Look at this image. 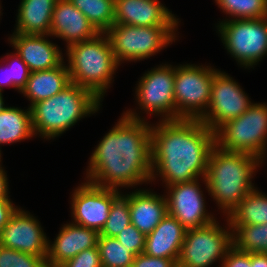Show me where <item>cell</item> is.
Wrapping results in <instances>:
<instances>
[{"instance_id": "cell-12", "label": "cell", "mask_w": 267, "mask_h": 267, "mask_svg": "<svg viewBox=\"0 0 267 267\" xmlns=\"http://www.w3.org/2000/svg\"><path fill=\"white\" fill-rule=\"evenodd\" d=\"M175 67L161 65L142 76L136 89L137 102L145 112L162 115V120H175Z\"/></svg>"}, {"instance_id": "cell-13", "label": "cell", "mask_w": 267, "mask_h": 267, "mask_svg": "<svg viewBox=\"0 0 267 267\" xmlns=\"http://www.w3.org/2000/svg\"><path fill=\"white\" fill-rule=\"evenodd\" d=\"M116 189L82 183L72 194L74 224L91 228L99 233L106 224L113 199L119 194Z\"/></svg>"}, {"instance_id": "cell-20", "label": "cell", "mask_w": 267, "mask_h": 267, "mask_svg": "<svg viewBox=\"0 0 267 267\" xmlns=\"http://www.w3.org/2000/svg\"><path fill=\"white\" fill-rule=\"evenodd\" d=\"M187 229L168 214L145 238L144 254L178 262Z\"/></svg>"}, {"instance_id": "cell-35", "label": "cell", "mask_w": 267, "mask_h": 267, "mask_svg": "<svg viewBox=\"0 0 267 267\" xmlns=\"http://www.w3.org/2000/svg\"><path fill=\"white\" fill-rule=\"evenodd\" d=\"M221 265V267H251V253L240 251L233 245Z\"/></svg>"}, {"instance_id": "cell-18", "label": "cell", "mask_w": 267, "mask_h": 267, "mask_svg": "<svg viewBox=\"0 0 267 267\" xmlns=\"http://www.w3.org/2000/svg\"><path fill=\"white\" fill-rule=\"evenodd\" d=\"M100 233L74 223L64 225L53 244L48 241L47 267H59L81 251L96 247Z\"/></svg>"}, {"instance_id": "cell-27", "label": "cell", "mask_w": 267, "mask_h": 267, "mask_svg": "<svg viewBox=\"0 0 267 267\" xmlns=\"http://www.w3.org/2000/svg\"><path fill=\"white\" fill-rule=\"evenodd\" d=\"M233 245L248 253H267V224L230 225Z\"/></svg>"}, {"instance_id": "cell-41", "label": "cell", "mask_w": 267, "mask_h": 267, "mask_svg": "<svg viewBox=\"0 0 267 267\" xmlns=\"http://www.w3.org/2000/svg\"><path fill=\"white\" fill-rule=\"evenodd\" d=\"M1 150V149H0ZM0 162H1V151H0ZM2 165L0 164V169H2L1 167Z\"/></svg>"}, {"instance_id": "cell-32", "label": "cell", "mask_w": 267, "mask_h": 267, "mask_svg": "<svg viewBox=\"0 0 267 267\" xmlns=\"http://www.w3.org/2000/svg\"><path fill=\"white\" fill-rule=\"evenodd\" d=\"M47 256H35L0 245V267H47Z\"/></svg>"}, {"instance_id": "cell-9", "label": "cell", "mask_w": 267, "mask_h": 267, "mask_svg": "<svg viewBox=\"0 0 267 267\" xmlns=\"http://www.w3.org/2000/svg\"><path fill=\"white\" fill-rule=\"evenodd\" d=\"M217 29L225 48L241 66L253 67L267 55V17L226 19Z\"/></svg>"}, {"instance_id": "cell-24", "label": "cell", "mask_w": 267, "mask_h": 267, "mask_svg": "<svg viewBox=\"0 0 267 267\" xmlns=\"http://www.w3.org/2000/svg\"><path fill=\"white\" fill-rule=\"evenodd\" d=\"M33 135L30 107L26 111L5 107L0 112V144L16 143Z\"/></svg>"}, {"instance_id": "cell-31", "label": "cell", "mask_w": 267, "mask_h": 267, "mask_svg": "<svg viewBox=\"0 0 267 267\" xmlns=\"http://www.w3.org/2000/svg\"><path fill=\"white\" fill-rule=\"evenodd\" d=\"M9 58L10 60L12 58L11 61L12 64H10L9 68H6L7 70H3L2 68L5 75H3L2 72L1 74L2 78H0V92L3 91V86L14 87L19 92H21L25 88L31 72L26 63L21 59V57L16 52L15 55L8 54L7 59Z\"/></svg>"}, {"instance_id": "cell-14", "label": "cell", "mask_w": 267, "mask_h": 267, "mask_svg": "<svg viewBox=\"0 0 267 267\" xmlns=\"http://www.w3.org/2000/svg\"><path fill=\"white\" fill-rule=\"evenodd\" d=\"M198 179L166 187L168 214L175 217L186 229L200 228L215 221V218L206 212Z\"/></svg>"}, {"instance_id": "cell-19", "label": "cell", "mask_w": 267, "mask_h": 267, "mask_svg": "<svg viewBox=\"0 0 267 267\" xmlns=\"http://www.w3.org/2000/svg\"><path fill=\"white\" fill-rule=\"evenodd\" d=\"M99 32L87 17L68 0H57L53 10L50 36L72 44L95 38Z\"/></svg>"}, {"instance_id": "cell-2", "label": "cell", "mask_w": 267, "mask_h": 267, "mask_svg": "<svg viewBox=\"0 0 267 267\" xmlns=\"http://www.w3.org/2000/svg\"><path fill=\"white\" fill-rule=\"evenodd\" d=\"M215 145V133L199 119H161L151 128V180L160 174L169 186L204 178Z\"/></svg>"}, {"instance_id": "cell-10", "label": "cell", "mask_w": 267, "mask_h": 267, "mask_svg": "<svg viewBox=\"0 0 267 267\" xmlns=\"http://www.w3.org/2000/svg\"><path fill=\"white\" fill-rule=\"evenodd\" d=\"M218 224L215 220L207 226L187 229L177 267H209L217 259L223 261L233 246V232L229 223L226 230Z\"/></svg>"}, {"instance_id": "cell-25", "label": "cell", "mask_w": 267, "mask_h": 267, "mask_svg": "<svg viewBox=\"0 0 267 267\" xmlns=\"http://www.w3.org/2000/svg\"><path fill=\"white\" fill-rule=\"evenodd\" d=\"M226 218L230 225L267 224V195L253 189Z\"/></svg>"}, {"instance_id": "cell-5", "label": "cell", "mask_w": 267, "mask_h": 267, "mask_svg": "<svg viewBox=\"0 0 267 267\" xmlns=\"http://www.w3.org/2000/svg\"><path fill=\"white\" fill-rule=\"evenodd\" d=\"M66 53L71 82L86 88L101 101L119 66L108 36L99 33L93 39L67 47Z\"/></svg>"}, {"instance_id": "cell-39", "label": "cell", "mask_w": 267, "mask_h": 267, "mask_svg": "<svg viewBox=\"0 0 267 267\" xmlns=\"http://www.w3.org/2000/svg\"><path fill=\"white\" fill-rule=\"evenodd\" d=\"M8 181L5 170L0 169V198H9L8 196Z\"/></svg>"}, {"instance_id": "cell-40", "label": "cell", "mask_w": 267, "mask_h": 267, "mask_svg": "<svg viewBox=\"0 0 267 267\" xmlns=\"http://www.w3.org/2000/svg\"><path fill=\"white\" fill-rule=\"evenodd\" d=\"M5 108L2 92H0V112Z\"/></svg>"}, {"instance_id": "cell-15", "label": "cell", "mask_w": 267, "mask_h": 267, "mask_svg": "<svg viewBox=\"0 0 267 267\" xmlns=\"http://www.w3.org/2000/svg\"><path fill=\"white\" fill-rule=\"evenodd\" d=\"M48 241L38 220L20 208L0 232V245L35 256H47Z\"/></svg>"}, {"instance_id": "cell-22", "label": "cell", "mask_w": 267, "mask_h": 267, "mask_svg": "<svg viewBox=\"0 0 267 267\" xmlns=\"http://www.w3.org/2000/svg\"><path fill=\"white\" fill-rule=\"evenodd\" d=\"M63 63L49 70L30 73L21 93L27 96L31 106L56 95L71 83L68 67Z\"/></svg>"}, {"instance_id": "cell-16", "label": "cell", "mask_w": 267, "mask_h": 267, "mask_svg": "<svg viewBox=\"0 0 267 267\" xmlns=\"http://www.w3.org/2000/svg\"><path fill=\"white\" fill-rule=\"evenodd\" d=\"M178 19L158 0H115L114 24L178 26Z\"/></svg>"}, {"instance_id": "cell-33", "label": "cell", "mask_w": 267, "mask_h": 267, "mask_svg": "<svg viewBox=\"0 0 267 267\" xmlns=\"http://www.w3.org/2000/svg\"><path fill=\"white\" fill-rule=\"evenodd\" d=\"M115 238L126 248L131 249L135 255L144 252L146 236L133 224L126 226Z\"/></svg>"}, {"instance_id": "cell-28", "label": "cell", "mask_w": 267, "mask_h": 267, "mask_svg": "<svg viewBox=\"0 0 267 267\" xmlns=\"http://www.w3.org/2000/svg\"><path fill=\"white\" fill-rule=\"evenodd\" d=\"M97 246L102 267H132L136 255L116 238L99 235Z\"/></svg>"}, {"instance_id": "cell-7", "label": "cell", "mask_w": 267, "mask_h": 267, "mask_svg": "<svg viewBox=\"0 0 267 267\" xmlns=\"http://www.w3.org/2000/svg\"><path fill=\"white\" fill-rule=\"evenodd\" d=\"M177 26H131L113 24L105 34L118 64L149 58L175 41Z\"/></svg>"}, {"instance_id": "cell-3", "label": "cell", "mask_w": 267, "mask_h": 267, "mask_svg": "<svg viewBox=\"0 0 267 267\" xmlns=\"http://www.w3.org/2000/svg\"><path fill=\"white\" fill-rule=\"evenodd\" d=\"M259 157L213 147L208 158L205 186L223 212H230L255 189L252 177L262 163Z\"/></svg>"}, {"instance_id": "cell-34", "label": "cell", "mask_w": 267, "mask_h": 267, "mask_svg": "<svg viewBox=\"0 0 267 267\" xmlns=\"http://www.w3.org/2000/svg\"><path fill=\"white\" fill-rule=\"evenodd\" d=\"M59 267H102L98 246L81 251Z\"/></svg>"}, {"instance_id": "cell-29", "label": "cell", "mask_w": 267, "mask_h": 267, "mask_svg": "<svg viewBox=\"0 0 267 267\" xmlns=\"http://www.w3.org/2000/svg\"><path fill=\"white\" fill-rule=\"evenodd\" d=\"M219 8L234 19L267 17V0H215Z\"/></svg>"}, {"instance_id": "cell-1", "label": "cell", "mask_w": 267, "mask_h": 267, "mask_svg": "<svg viewBox=\"0 0 267 267\" xmlns=\"http://www.w3.org/2000/svg\"><path fill=\"white\" fill-rule=\"evenodd\" d=\"M100 141L90 157L88 182L109 189L151 181V124L127 111Z\"/></svg>"}, {"instance_id": "cell-11", "label": "cell", "mask_w": 267, "mask_h": 267, "mask_svg": "<svg viewBox=\"0 0 267 267\" xmlns=\"http://www.w3.org/2000/svg\"><path fill=\"white\" fill-rule=\"evenodd\" d=\"M251 104L240 85L218 70L213 77L209 108L199 120L215 133L223 124L243 114Z\"/></svg>"}, {"instance_id": "cell-38", "label": "cell", "mask_w": 267, "mask_h": 267, "mask_svg": "<svg viewBox=\"0 0 267 267\" xmlns=\"http://www.w3.org/2000/svg\"><path fill=\"white\" fill-rule=\"evenodd\" d=\"M251 267H267V253H251Z\"/></svg>"}, {"instance_id": "cell-21", "label": "cell", "mask_w": 267, "mask_h": 267, "mask_svg": "<svg viewBox=\"0 0 267 267\" xmlns=\"http://www.w3.org/2000/svg\"><path fill=\"white\" fill-rule=\"evenodd\" d=\"M127 195L131 224L145 236L150 234L168 213L166 196L149 190H138Z\"/></svg>"}, {"instance_id": "cell-23", "label": "cell", "mask_w": 267, "mask_h": 267, "mask_svg": "<svg viewBox=\"0 0 267 267\" xmlns=\"http://www.w3.org/2000/svg\"><path fill=\"white\" fill-rule=\"evenodd\" d=\"M56 2L57 0H21L14 33L50 35Z\"/></svg>"}, {"instance_id": "cell-36", "label": "cell", "mask_w": 267, "mask_h": 267, "mask_svg": "<svg viewBox=\"0 0 267 267\" xmlns=\"http://www.w3.org/2000/svg\"><path fill=\"white\" fill-rule=\"evenodd\" d=\"M132 267H177V262L174 259L152 257L142 253L134 257Z\"/></svg>"}, {"instance_id": "cell-6", "label": "cell", "mask_w": 267, "mask_h": 267, "mask_svg": "<svg viewBox=\"0 0 267 267\" xmlns=\"http://www.w3.org/2000/svg\"><path fill=\"white\" fill-rule=\"evenodd\" d=\"M216 145L226 151L247 153L264 160L267 144V104L252 103L239 117L215 132Z\"/></svg>"}, {"instance_id": "cell-17", "label": "cell", "mask_w": 267, "mask_h": 267, "mask_svg": "<svg viewBox=\"0 0 267 267\" xmlns=\"http://www.w3.org/2000/svg\"><path fill=\"white\" fill-rule=\"evenodd\" d=\"M47 36L50 35L13 33L9 38L30 72L49 70L63 62L60 48L45 39Z\"/></svg>"}, {"instance_id": "cell-30", "label": "cell", "mask_w": 267, "mask_h": 267, "mask_svg": "<svg viewBox=\"0 0 267 267\" xmlns=\"http://www.w3.org/2000/svg\"><path fill=\"white\" fill-rule=\"evenodd\" d=\"M129 224H131L129 196L119 193L113 199L108 219L100 235L115 238Z\"/></svg>"}, {"instance_id": "cell-8", "label": "cell", "mask_w": 267, "mask_h": 267, "mask_svg": "<svg viewBox=\"0 0 267 267\" xmlns=\"http://www.w3.org/2000/svg\"><path fill=\"white\" fill-rule=\"evenodd\" d=\"M208 66L181 65L175 68V120L200 119L209 108L214 74Z\"/></svg>"}, {"instance_id": "cell-26", "label": "cell", "mask_w": 267, "mask_h": 267, "mask_svg": "<svg viewBox=\"0 0 267 267\" xmlns=\"http://www.w3.org/2000/svg\"><path fill=\"white\" fill-rule=\"evenodd\" d=\"M81 11L99 33L114 24L115 0H68Z\"/></svg>"}, {"instance_id": "cell-37", "label": "cell", "mask_w": 267, "mask_h": 267, "mask_svg": "<svg viewBox=\"0 0 267 267\" xmlns=\"http://www.w3.org/2000/svg\"><path fill=\"white\" fill-rule=\"evenodd\" d=\"M17 209L12 204L10 198H0V232Z\"/></svg>"}, {"instance_id": "cell-4", "label": "cell", "mask_w": 267, "mask_h": 267, "mask_svg": "<svg viewBox=\"0 0 267 267\" xmlns=\"http://www.w3.org/2000/svg\"><path fill=\"white\" fill-rule=\"evenodd\" d=\"M100 105L92 92L71 82L56 95L30 106L34 135L57 137L81 118L97 112Z\"/></svg>"}]
</instances>
